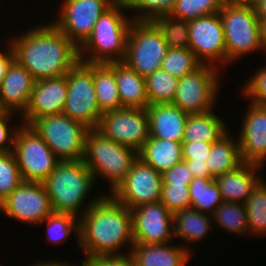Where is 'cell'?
Here are the masks:
<instances>
[{"label":"cell","instance_id":"cell-9","mask_svg":"<svg viewBox=\"0 0 266 266\" xmlns=\"http://www.w3.org/2000/svg\"><path fill=\"white\" fill-rule=\"evenodd\" d=\"M67 87L62 113L89 129H96L102 113L95 94L93 63L79 61L67 73Z\"/></svg>","mask_w":266,"mask_h":266},{"label":"cell","instance_id":"cell-23","mask_svg":"<svg viewBox=\"0 0 266 266\" xmlns=\"http://www.w3.org/2000/svg\"><path fill=\"white\" fill-rule=\"evenodd\" d=\"M182 245L134 243L128 254L133 266H187L191 253Z\"/></svg>","mask_w":266,"mask_h":266},{"label":"cell","instance_id":"cell-35","mask_svg":"<svg viewBox=\"0 0 266 266\" xmlns=\"http://www.w3.org/2000/svg\"><path fill=\"white\" fill-rule=\"evenodd\" d=\"M47 223V241L51 244H62L71 232L75 233L79 245V218L71 214L53 212L44 221Z\"/></svg>","mask_w":266,"mask_h":266},{"label":"cell","instance_id":"cell-22","mask_svg":"<svg viewBox=\"0 0 266 266\" xmlns=\"http://www.w3.org/2000/svg\"><path fill=\"white\" fill-rule=\"evenodd\" d=\"M260 169L258 165L243 162L236 169L216 177L223 202L244 204L263 178L257 173Z\"/></svg>","mask_w":266,"mask_h":266},{"label":"cell","instance_id":"cell-5","mask_svg":"<svg viewBox=\"0 0 266 266\" xmlns=\"http://www.w3.org/2000/svg\"><path fill=\"white\" fill-rule=\"evenodd\" d=\"M137 159L136 150L118 144L96 129L88 131L83 161L92 172L95 181L98 176L108 181L110 194L125 179Z\"/></svg>","mask_w":266,"mask_h":266},{"label":"cell","instance_id":"cell-39","mask_svg":"<svg viewBox=\"0 0 266 266\" xmlns=\"http://www.w3.org/2000/svg\"><path fill=\"white\" fill-rule=\"evenodd\" d=\"M22 182L14 153H0V203Z\"/></svg>","mask_w":266,"mask_h":266},{"label":"cell","instance_id":"cell-2","mask_svg":"<svg viewBox=\"0 0 266 266\" xmlns=\"http://www.w3.org/2000/svg\"><path fill=\"white\" fill-rule=\"evenodd\" d=\"M134 245L131 211L108 193L79 218V247L86 258L122 256V247Z\"/></svg>","mask_w":266,"mask_h":266},{"label":"cell","instance_id":"cell-18","mask_svg":"<svg viewBox=\"0 0 266 266\" xmlns=\"http://www.w3.org/2000/svg\"><path fill=\"white\" fill-rule=\"evenodd\" d=\"M67 92V74L35 81L21 124L30 126L37 118L62 113Z\"/></svg>","mask_w":266,"mask_h":266},{"label":"cell","instance_id":"cell-12","mask_svg":"<svg viewBox=\"0 0 266 266\" xmlns=\"http://www.w3.org/2000/svg\"><path fill=\"white\" fill-rule=\"evenodd\" d=\"M118 144L140 151L149 138L146 108H120L102 113L96 128Z\"/></svg>","mask_w":266,"mask_h":266},{"label":"cell","instance_id":"cell-3","mask_svg":"<svg viewBox=\"0 0 266 266\" xmlns=\"http://www.w3.org/2000/svg\"><path fill=\"white\" fill-rule=\"evenodd\" d=\"M42 183L53 212L71 214L78 218L104 195H98L99 197L87 202L85 206L84 202L95 184V179L83 160L60 161ZM83 206L84 209L81 208Z\"/></svg>","mask_w":266,"mask_h":266},{"label":"cell","instance_id":"cell-6","mask_svg":"<svg viewBox=\"0 0 266 266\" xmlns=\"http://www.w3.org/2000/svg\"><path fill=\"white\" fill-rule=\"evenodd\" d=\"M224 29L226 65L252 52H261L260 22L256 9L224 2L219 11Z\"/></svg>","mask_w":266,"mask_h":266},{"label":"cell","instance_id":"cell-46","mask_svg":"<svg viewBox=\"0 0 266 266\" xmlns=\"http://www.w3.org/2000/svg\"><path fill=\"white\" fill-rule=\"evenodd\" d=\"M5 51L0 50V83L6 76L7 70L12 62L15 60L14 49L9 39ZM3 51V52H2Z\"/></svg>","mask_w":266,"mask_h":266},{"label":"cell","instance_id":"cell-47","mask_svg":"<svg viewBox=\"0 0 266 266\" xmlns=\"http://www.w3.org/2000/svg\"><path fill=\"white\" fill-rule=\"evenodd\" d=\"M192 176L195 177H204L211 178L210 170L206 163H194L192 160H183Z\"/></svg>","mask_w":266,"mask_h":266},{"label":"cell","instance_id":"cell-42","mask_svg":"<svg viewBox=\"0 0 266 266\" xmlns=\"http://www.w3.org/2000/svg\"><path fill=\"white\" fill-rule=\"evenodd\" d=\"M15 112L0 111V153L13 151L15 134L20 125L14 127L10 126Z\"/></svg>","mask_w":266,"mask_h":266},{"label":"cell","instance_id":"cell-26","mask_svg":"<svg viewBox=\"0 0 266 266\" xmlns=\"http://www.w3.org/2000/svg\"><path fill=\"white\" fill-rule=\"evenodd\" d=\"M138 158L162 174L183 161L182 143L149 137L138 152Z\"/></svg>","mask_w":266,"mask_h":266},{"label":"cell","instance_id":"cell-10","mask_svg":"<svg viewBox=\"0 0 266 266\" xmlns=\"http://www.w3.org/2000/svg\"><path fill=\"white\" fill-rule=\"evenodd\" d=\"M12 152L24 182L42 183L60 162L46 142L29 125L19 126Z\"/></svg>","mask_w":266,"mask_h":266},{"label":"cell","instance_id":"cell-49","mask_svg":"<svg viewBox=\"0 0 266 266\" xmlns=\"http://www.w3.org/2000/svg\"><path fill=\"white\" fill-rule=\"evenodd\" d=\"M255 9L259 22H266V0H261Z\"/></svg>","mask_w":266,"mask_h":266},{"label":"cell","instance_id":"cell-25","mask_svg":"<svg viewBox=\"0 0 266 266\" xmlns=\"http://www.w3.org/2000/svg\"><path fill=\"white\" fill-rule=\"evenodd\" d=\"M211 218V219H210ZM210 214H205L193 208L183 209L173 213V234L186 243V250L190 251V243L200 242L206 237L214 223ZM200 240V241H199Z\"/></svg>","mask_w":266,"mask_h":266},{"label":"cell","instance_id":"cell-33","mask_svg":"<svg viewBox=\"0 0 266 266\" xmlns=\"http://www.w3.org/2000/svg\"><path fill=\"white\" fill-rule=\"evenodd\" d=\"M179 79L161 68L145 78L146 91L151 104L172 103Z\"/></svg>","mask_w":266,"mask_h":266},{"label":"cell","instance_id":"cell-16","mask_svg":"<svg viewBox=\"0 0 266 266\" xmlns=\"http://www.w3.org/2000/svg\"><path fill=\"white\" fill-rule=\"evenodd\" d=\"M0 211L9 218L35 226L53 213L43 183L24 181L0 203Z\"/></svg>","mask_w":266,"mask_h":266},{"label":"cell","instance_id":"cell-20","mask_svg":"<svg viewBox=\"0 0 266 266\" xmlns=\"http://www.w3.org/2000/svg\"><path fill=\"white\" fill-rule=\"evenodd\" d=\"M34 84L30 72L14 60L0 83V111L22 114L28 106Z\"/></svg>","mask_w":266,"mask_h":266},{"label":"cell","instance_id":"cell-14","mask_svg":"<svg viewBox=\"0 0 266 266\" xmlns=\"http://www.w3.org/2000/svg\"><path fill=\"white\" fill-rule=\"evenodd\" d=\"M162 175L138 158L119 186L109 194L129 210L159 202L162 191Z\"/></svg>","mask_w":266,"mask_h":266},{"label":"cell","instance_id":"cell-34","mask_svg":"<svg viewBox=\"0 0 266 266\" xmlns=\"http://www.w3.org/2000/svg\"><path fill=\"white\" fill-rule=\"evenodd\" d=\"M202 63L189 48H169L161 69L178 79L198 69Z\"/></svg>","mask_w":266,"mask_h":266},{"label":"cell","instance_id":"cell-43","mask_svg":"<svg viewBox=\"0 0 266 266\" xmlns=\"http://www.w3.org/2000/svg\"><path fill=\"white\" fill-rule=\"evenodd\" d=\"M163 185L189 186L193 176L184 161H181L162 174Z\"/></svg>","mask_w":266,"mask_h":266},{"label":"cell","instance_id":"cell-7","mask_svg":"<svg viewBox=\"0 0 266 266\" xmlns=\"http://www.w3.org/2000/svg\"><path fill=\"white\" fill-rule=\"evenodd\" d=\"M169 47L153 21H133L126 41L124 63L146 78L161 68Z\"/></svg>","mask_w":266,"mask_h":266},{"label":"cell","instance_id":"cell-19","mask_svg":"<svg viewBox=\"0 0 266 266\" xmlns=\"http://www.w3.org/2000/svg\"><path fill=\"white\" fill-rule=\"evenodd\" d=\"M237 133L242 162L263 167L266 159V106L251 103Z\"/></svg>","mask_w":266,"mask_h":266},{"label":"cell","instance_id":"cell-30","mask_svg":"<svg viewBox=\"0 0 266 266\" xmlns=\"http://www.w3.org/2000/svg\"><path fill=\"white\" fill-rule=\"evenodd\" d=\"M191 208L213 215L223 202L218 184L213 178L195 177L190 182Z\"/></svg>","mask_w":266,"mask_h":266},{"label":"cell","instance_id":"cell-37","mask_svg":"<svg viewBox=\"0 0 266 266\" xmlns=\"http://www.w3.org/2000/svg\"><path fill=\"white\" fill-rule=\"evenodd\" d=\"M224 2L225 0H176L170 16L189 21L218 13Z\"/></svg>","mask_w":266,"mask_h":266},{"label":"cell","instance_id":"cell-11","mask_svg":"<svg viewBox=\"0 0 266 266\" xmlns=\"http://www.w3.org/2000/svg\"><path fill=\"white\" fill-rule=\"evenodd\" d=\"M221 72L216 67L202 64L179 78L172 104L187 114H200L214 109L217 94L220 93Z\"/></svg>","mask_w":266,"mask_h":266},{"label":"cell","instance_id":"cell-31","mask_svg":"<svg viewBox=\"0 0 266 266\" xmlns=\"http://www.w3.org/2000/svg\"><path fill=\"white\" fill-rule=\"evenodd\" d=\"M249 234L266 236V181L264 177L252 189L251 195L244 203Z\"/></svg>","mask_w":266,"mask_h":266},{"label":"cell","instance_id":"cell-15","mask_svg":"<svg viewBox=\"0 0 266 266\" xmlns=\"http://www.w3.org/2000/svg\"><path fill=\"white\" fill-rule=\"evenodd\" d=\"M188 29L189 49L198 60L218 69L222 68V64L225 67L226 46L219 12L189 20Z\"/></svg>","mask_w":266,"mask_h":266},{"label":"cell","instance_id":"cell-48","mask_svg":"<svg viewBox=\"0 0 266 266\" xmlns=\"http://www.w3.org/2000/svg\"><path fill=\"white\" fill-rule=\"evenodd\" d=\"M227 3L236 5V6H248L256 7L261 0H225Z\"/></svg>","mask_w":266,"mask_h":266},{"label":"cell","instance_id":"cell-41","mask_svg":"<svg viewBox=\"0 0 266 266\" xmlns=\"http://www.w3.org/2000/svg\"><path fill=\"white\" fill-rule=\"evenodd\" d=\"M253 76L242 86V94L251 103L266 106V66L258 68ZM250 99V100H249Z\"/></svg>","mask_w":266,"mask_h":266},{"label":"cell","instance_id":"cell-4","mask_svg":"<svg viewBox=\"0 0 266 266\" xmlns=\"http://www.w3.org/2000/svg\"><path fill=\"white\" fill-rule=\"evenodd\" d=\"M125 11L128 12L125 0H117L101 15L90 37L79 48L80 61L85 63L124 61L128 30L133 22Z\"/></svg>","mask_w":266,"mask_h":266},{"label":"cell","instance_id":"cell-36","mask_svg":"<svg viewBox=\"0 0 266 266\" xmlns=\"http://www.w3.org/2000/svg\"><path fill=\"white\" fill-rule=\"evenodd\" d=\"M153 22L162 32L169 48H189L188 21L164 15L155 18Z\"/></svg>","mask_w":266,"mask_h":266},{"label":"cell","instance_id":"cell-28","mask_svg":"<svg viewBox=\"0 0 266 266\" xmlns=\"http://www.w3.org/2000/svg\"><path fill=\"white\" fill-rule=\"evenodd\" d=\"M93 80L101 113L123 108L117 88L115 62L93 63Z\"/></svg>","mask_w":266,"mask_h":266},{"label":"cell","instance_id":"cell-50","mask_svg":"<svg viewBox=\"0 0 266 266\" xmlns=\"http://www.w3.org/2000/svg\"><path fill=\"white\" fill-rule=\"evenodd\" d=\"M30 266H77V265H73L67 262H63V261H51V260H47V261H43L42 260L40 262H37L35 264H32Z\"/></svg>","mask_w":266,"mask_h":266},{"label":"cell","instance_id":"cell-27","mask_svg":"<svg viewBox=\"0 0 266 266\" xmlns=\"http://www.w3.org/2000/svg\"><path fill=\"white\" fill-rule=\"evenodd\" d=\"M224 119L214 114L213 109L205 113L189 114L182 142H217L229 130Z\"/></svg>","mask_w":266,"mask_h":266},{"label":"cell","instance_id":"cell-1","mask_svg":"<svg viewBox=\"0 0 266 266\" xmlns=\"http://www.w3.org/2000/svg\"><path fill=\"white\" fill-rule=\"evenodd\" d=\"M15 60L35 81L67 74L80 60L79 48L52 21L10 39Z\"/></svg>","mask_w":266,"mask_h":266},{"label":"cell","instance_id":"cell-8","mask_svg":"<svg viewBox=\"0 0 266 266\" xmlns=\"http://www.w3.org/2000/svg\"><path fill=\"white\" fill-rule=\"evenodd\" d=\"M60 161L83 160L90 130L63 113L37 118L31 125Z\"/></svg>","mask_w":266,"mask_h":266},{"label":"cell","instance_id":"cell-32","mask_svg":"<svg viewBox=\"0 0 266 266\" xmlns=\"http://www.w3.org/2000/svg\"><path fill=\"white\" fill-rule=\"evenodd\" d=\"M213 222L231 233L249 235L248 217L244 204L222 202L212 215ZM245 233V234H244Z\"/></svg>","mask_w":266,"mask_h":266},{"label":"cell","instance_id":"cell-24","mask_svg":"<svg viewBox=\"0 0 266 266\" xmlns=\"http://www.w3.org/2000/svg\"><path fill=\"white\" fill-rule=\"evenodd\" d=\"M115 74L121 106L147 108L149 99L145 78L130 69L124 62H115Z\"/></svg>","mask_w":266,"mask_h":266},{"label":"cell","instance_id":"cell-44","mask_svg":"<svg viewBox=\"0 0 266 266\" xmlns=\"http://www.w3.org/2000/svg\"><path fill=\"white\" fill-rule=\"evenodd\" d=\"M212 143L204 141L182 142L183 160L194 163H206L211 152Z\"/></svg>","mask_w":266,"mask_h":266},{"label":"cell","instance_id":"cell-29","mask_svg":"<svg viewBox=\"0 0 266 266\" xmlns=\"http://www.w3.org/2000/svg\"><path fill=\"white\" fill-rule=\"evenodd\" d=\"M230 133L228 131L217 142L212 143L206 164L213 179L236 169L243 163L240 156L238 137L234 138Z\"/></svg>","mask_w":266,"mask_h":266},{"label":"cell","instance_id":"cell-13","mask_svg":"<svg viewBox=\"0 0 266 266\" xmlns=\"http://www.w3.org/2000/svg\"><path fill=\"white\" fill-rule=\"evenodd\" d=\"M116 1L63 0L62 9L52 23L80 48L90 37L101 15Z\"/></svg>","mask_w":266,"mask_h":266},{"label":"cell","instance_id":"cell-17","mask_svg":"<svg viewBox=\"0 0 266 266\" xmlns=\"http://www.w3.org/2000/svg\"><path fill=\"white\" fill-rule=\"evenodd\" d=\"M134 243L156 245L172 242L173 214L161 202L149 203L130 210Z\"/></svg>","mask_w":266,"mask_h":266},{"label":"cell","instance_id":"cell-45","mask_svg":"<svg viewBox=\"0 0 266 266\" xmlns=\"http://www.w3.org/2000/svg\"><path fill=\"white\" fill-rule=\"evenodd\" d=\"M81 266H133V262L130 255L126 254L85 258L81 261Z\"/></svg>","mask_w":266,"mask_h":266},{"label":"cell","instance_id":"cell-40","mask_svg":"<svg viewBox=\"0 0 266 266\" xmlns=\"http://www.w3.org/2000/svg\"><path fill=\"white\" fill-rule=\"evenodd\" d=\"M160 201L172 214L191 208L189 186L162 185Z\"/></svg>","mask_w":266,"mask_h":266},{"label":"cell","instance_id":"cell-51","mask_svg":"<svg viewBox=\"0 0 266 266\" xmlns=\"http://www.w3.org/2000/svg\"><path fill=\"white\" fill-rule=\"evenodd\" d=\"M261 49L266 52V22H260Z\"/></svg>","mask_w":266,"mask_h":266},{"label":"cell","instance_id":"cell-21","mask_svg":"<svg viewBox=\"0 0 266 266\" xmlns=\"http://www.w3.org/2000/svg\"><path fill=\"white\" fill-rule=\"evenodd\" d=\"M146 111L149 118V137L182 143L189 114L172 103L151 104Z\"/></svg>","mask_w":266,"mask_h":266},{"label":"cell","instance_id":"cell-38","mask_svg":"<svg viewBox=\"0 0 266 266\" xmlns=\"http://www.w3.org/2000/svg\"><path fill=\"white\" fill-rule=\"evenodd\" d=\"M125 2L128 11H134V16L129 13L133 21H153L157 17L170 15L176 0H125Z\"/></svg>","mask_w":266,"mask_h":266}]
</instances>
